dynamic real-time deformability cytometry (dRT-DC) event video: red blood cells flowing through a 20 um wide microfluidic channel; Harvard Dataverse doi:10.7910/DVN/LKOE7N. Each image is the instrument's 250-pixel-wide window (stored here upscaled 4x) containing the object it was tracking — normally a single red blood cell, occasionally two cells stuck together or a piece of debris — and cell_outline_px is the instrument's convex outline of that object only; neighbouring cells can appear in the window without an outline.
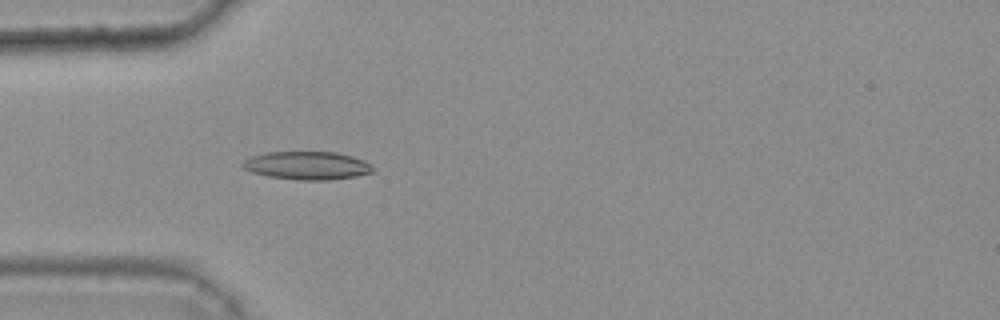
{"species": "common noctule bat (a hibernating species)", "species_latin": "Nyctalus noctula", "temperature_condition": "warm", "stored_images_in_passage": 43, "camera_frame_rate_fps": 3000, "um_per_image_px": 0.085, "animal": {"sex": "female", "body_mass_g": 25.1}, "frame": {"image": 1, "passage_image": 13, "time_ms": 4.0, "image_size_px": [1000, 320], "cell_outline_px": [[372, 172], [356, 176], [328, 180], [296, 180], [268, 176], [252, 172], [244, 168], [240, 164], [244, 160], [252, 156], [264, 152], [336, 152], [352, 156], [364, 160], [372, 164]], "centroid_in_image_um": [26.09, 14.07], "position_along_channel_um": 58.9, "area_um2": 21.39}}
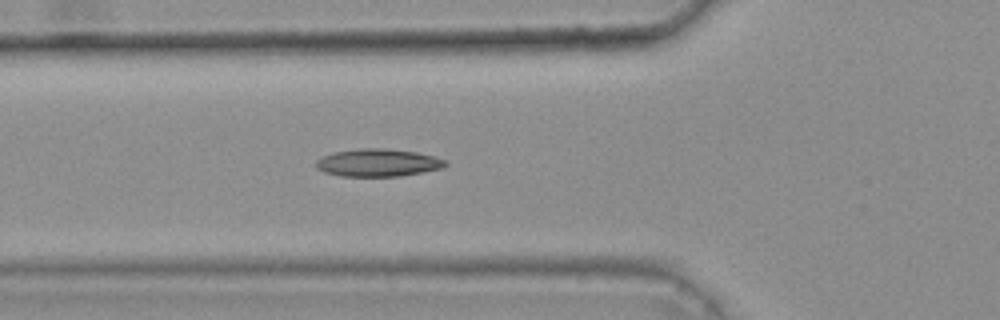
{"frame": {"image": 2, "passage_image": 16, "time_ms": 5.0, "image_size_px": [1000, 320], "cell_outline_px": [[448, 164], [444, 168], [400, 176], [340, 176], [324, 172], [316, 168], [316, 160], [324, 156], [336, 152], [360, 148], [384, 148], [416, 152], [448, 160]], "centroid_in_image_um": [32.16, 13.83], "position_along_channel_um": 93.6, "area_um2": 20.81}}
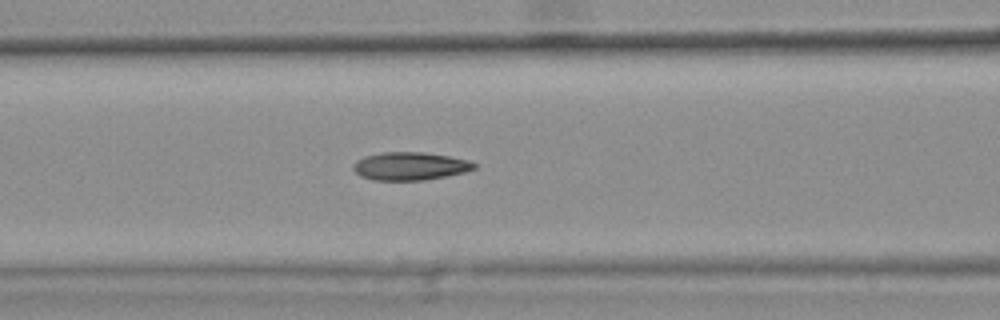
{"frame": {"image": 3, "passage_image": 19, "time_ms": 6.0, "image_size_px": [1000, 320], "cell_outline_px": [[476, 168], [464, 172], [424, 180], [372, 180], [360, 176], [352, 168], [352, 164], [356, 160], [364, 156], [384, 152], [424, 152], [448, 156], [468, 160], [476, 164]], "centroid_in_image_um": [34.81, 14.12], "position_along_channel_um": 131.8, "area_um2": 19.71}, "authors_computed_cell_mechanics": {"area_um2": 19.7098, "velocity_mm_per_s": 3.7635, "shape_relaxation_time_tau1_ms": null, "shape_relaxation_time_tau2_ms": 2.1091, "deformation_change_tau1": null, "deformation_change_tau2": 0.0943}}